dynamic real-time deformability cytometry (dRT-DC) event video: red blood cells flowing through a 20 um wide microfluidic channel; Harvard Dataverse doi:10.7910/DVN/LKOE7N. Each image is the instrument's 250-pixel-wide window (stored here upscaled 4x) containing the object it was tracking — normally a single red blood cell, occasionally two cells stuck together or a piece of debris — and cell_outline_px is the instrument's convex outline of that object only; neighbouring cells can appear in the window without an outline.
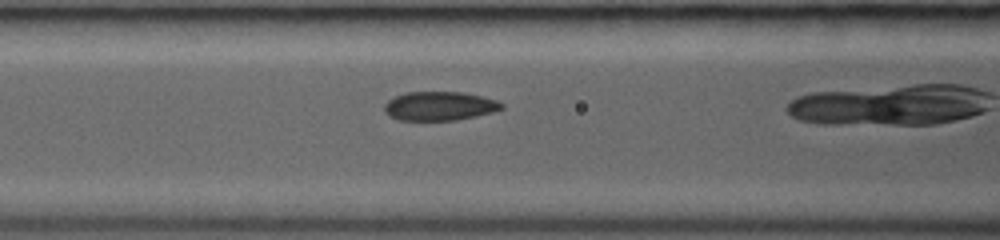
{"species": "common noctule bat (a hibernating species)", "species_latin": "Nyctalus noctula", "temperature_condition": "room temperature", "stored_images_in_passage": 26, "camera_frame_rate_fps": 3000, "um_per_image_px": 0.085, "animal": {"sex": "female", "body_mass_g": 19.0, "forearm_length_mm": 53.3}, "frame": {"image": 1, "passage_image": 18, "time_ms": 3.0, "image_size_px": [1000, 240], "cell_outline_px": [[504, 108], [492, 112], [476, 116], [456, 120], [400, 120], [388, 116], [384, 112], [384, 104], [388, 100], [404, 92], [464, 92], [496, 100], [504, 104]], "centroid_in_image_um": [37.34, 9.01], "position_along_channel_um": 129.3, "area_um2": 19.83}}